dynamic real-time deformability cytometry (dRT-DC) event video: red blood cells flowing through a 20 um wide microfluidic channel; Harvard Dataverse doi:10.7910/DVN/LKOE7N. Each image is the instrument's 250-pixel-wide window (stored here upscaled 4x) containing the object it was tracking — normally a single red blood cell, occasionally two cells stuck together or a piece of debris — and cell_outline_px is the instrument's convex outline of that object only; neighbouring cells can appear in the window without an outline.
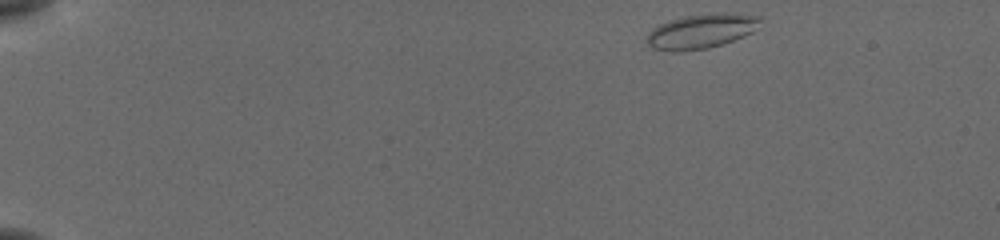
{"species": "common noctule bat (a hibernating species)", "species_latin": "Nyctalus noctula", "temperature_condition": "cold", "stored_images_in_passage": 48, "camera_frame_rate_fps": 3000, "um_per_image_px": 0.085, "animal": {"sex": "female", "body_mass_g": 19.5, "forearm_length_mm": 54.1}, "frame": {"image": 1, "passage_image": 1, "time_ms": 0.0, "image_size_px": [1000, 240], "cell_outline_px": [[760, 20], [752, 32], [744, 36], [724, 44], [708, 48], [680, 52], [672, 52], [652, 48], [648, 44], [648, 32], [652, 28], [668, 20], [684, 16], [712, 12], [740, 12], [760, 16]], "centroid_in_image_um": [59.61, 2.63], "position_along_channel_um": 25.4, "area_um2": 23.24}}
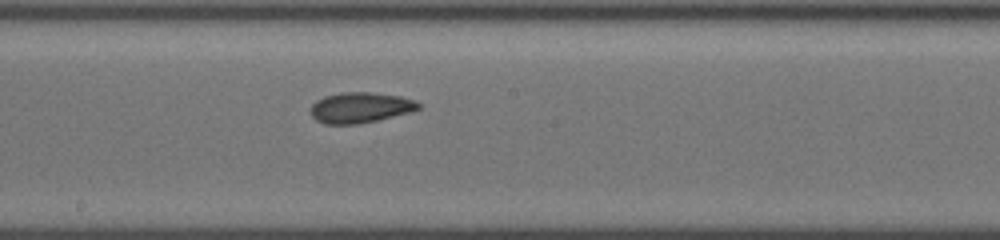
{"frame": {"image": 2, "passage_image": 25, "time_ms": 8.0, "image_size_px": [1000, 240], "cell_outline_px": [[420, 108], [408, 112], [376, 120], [356, 124], [324, 124], [316, 120], [312, 116], [308, 108], [316, 100], [324, 96], [344, 92], [372, 92], [400, 96], [416, 100], [420, 104]], "centroid_in_image_um": [30.57, 9.13], "position_along_channel_um": 217.6, "area_um2": 19.19}}
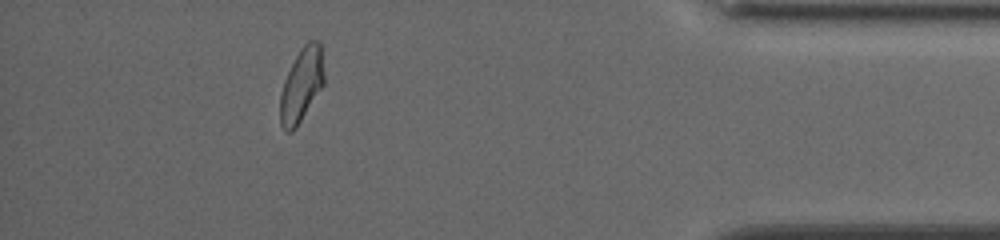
{"frame": {"image": 3, "passage_image": 43, "time_ms": 14.0, "image_size_px": [1000, 240], "cell_outline_px": [[324, 84], [296, 128], [292, 132], [288, 132], [280, 124], [280, 96], [284, 80], [300, 48], [308, 40], [316, 40], [320, 44], [324, 76]], "centroid_in_image_um": [25.62, 7.23], "position_along_channel_um": 409.6, "area_um2": 18.67}, "authors_computed_cell_mechanics": {"area_um2": 19.3919, "velocity_mm_per_s": 3.835, "shape_relaxation_time_tau1_ms": 5.9388, "shape_relaxation_time_tau2_ms": 2.178, "deformation_change_tau1": 0.1199, "deformation_change_tau2": 0.064}}